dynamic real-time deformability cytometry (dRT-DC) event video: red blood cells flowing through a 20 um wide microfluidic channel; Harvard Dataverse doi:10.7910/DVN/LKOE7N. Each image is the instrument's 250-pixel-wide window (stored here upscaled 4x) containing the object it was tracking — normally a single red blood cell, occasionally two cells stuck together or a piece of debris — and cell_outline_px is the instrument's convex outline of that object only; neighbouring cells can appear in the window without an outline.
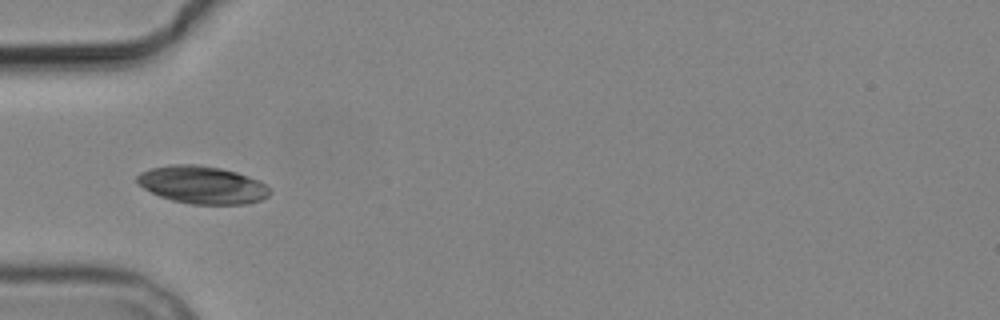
{"species": "common noctule bat (a hibernating species)", "species_latin": "Nyctalus noctula", "temperature_condition": "cold", "stored_images_in_passage": 10, "camera_frame_rate_fps": 3000, "um_per_image_px": 0.085, "animal": {"sex": "male", "body_mass_g": 19.2, "forearm_length_mm": 51.8}, "frame": {"image": 1, "passage_image": 6, "time_ms": 6.0, "image_size_px": [1000, 320], "cell_outline_px": [[272, 192], [268, 196], [260, 200], [244, 204], [192, 204], [172, 200], [160, 196], [136, 184], [136, 176], [140, 172], [152, 168], [172, 164], [196, 164], [220, 168], [236, 172], [260, 180]], "centroid_in_image_um": [17.18, 15.71], "position_along_channel_um": 67.8, "area_um2": 29.07}}
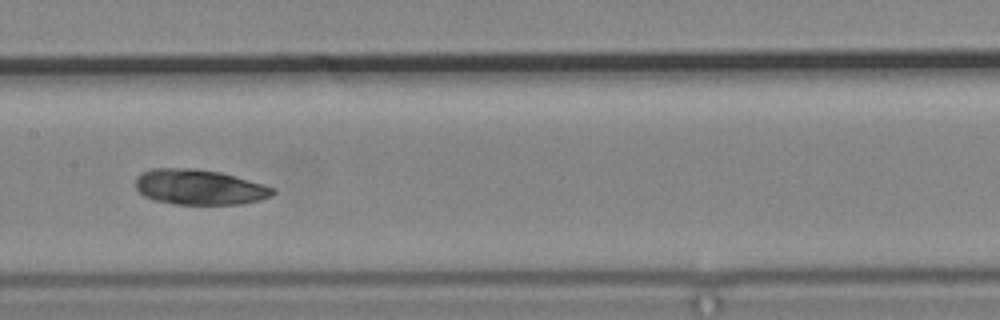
{"frame": {"image": 2, "passage_image": 9, "time_ms": 9.333, "image_size_px": [1000, 320], "cell_outline_px": [[276, 192], [272, 196], [260, 200], [240, 204], [176, 204], [152, 200], [144, 196], [136, 188], [136, 176], [152, 168], [192, 168], [220, 172], [236, 176], [264, 184], [276, 188]], "centroid_in_image_um": [16.97, 15.9], "position_along_channel_um": 190.4, "area_um2": 28.38}}
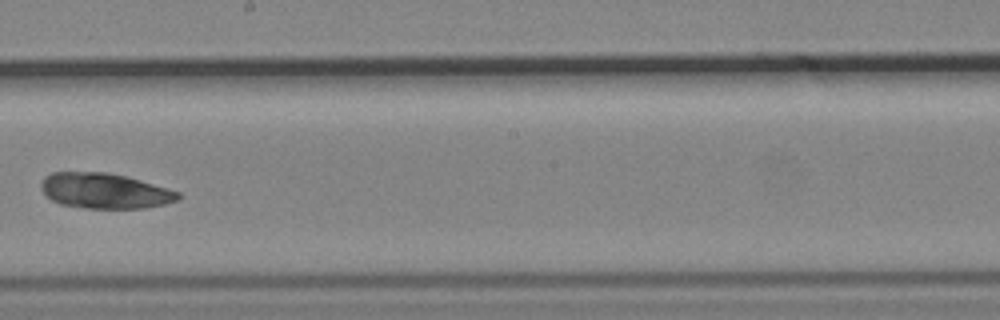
{"frame": {"image": 3, "passage_image": 10, "time_ms": 10.667, "image_size_px": [1000, 320], "cell_outline_px": [[180, 196], [176, 200], [164, 204], [144, 208], [88, 208], [60, 204], [52, 200], [40, 188], [40, 184], [44, 176], [52, 172], [108, 172], [128, 176], [168, 188], [180, 192]], "centroid_in_image_um": [8.89, 16.21], "position_along_channel_um": 239.3, "area_um2": 28.26}}